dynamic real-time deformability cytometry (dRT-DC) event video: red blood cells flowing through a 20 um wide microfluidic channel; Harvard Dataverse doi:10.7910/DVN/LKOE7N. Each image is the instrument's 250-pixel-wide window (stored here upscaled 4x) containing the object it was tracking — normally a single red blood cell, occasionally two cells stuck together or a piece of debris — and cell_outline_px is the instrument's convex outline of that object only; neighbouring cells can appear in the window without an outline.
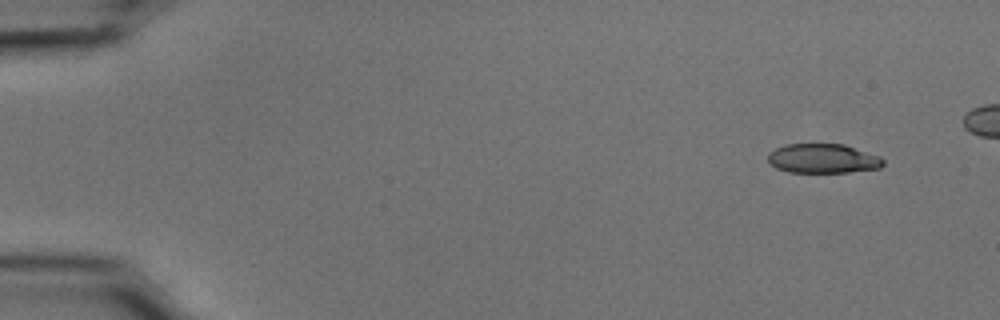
{"species": "common noctule bat (a hibernating species)", "species_latin": "Nyctalus noctula", "temperature_condition": "cold", "stored_images_in_passage": 47, "camera_frame_rate_fps": 3000, "um_per_image_px": 0.085, "animal": {"sex": "male", "body_mass_g": 15.6}, "frame": {"image": 1, "passage_image": 1, "time_ms": 0.0, "image_size_px": [1000, 320], "cell_outline_px": [[884, 164], [880, 168], [848, 172], [788, 172], [776, 168], [768, 160], [768, 152], [784, 144], [844, 144], [880, 156], [884, 160]], "centroid_in_image_um": [69.95, 13.47], "position_along_channel_um": 15.0, "area_um2": 19.77}}
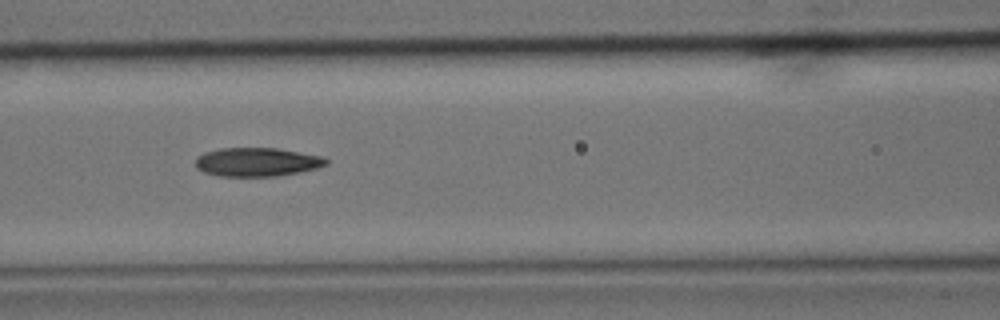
{"frame": {"image": 2, "passage_image": 21, "time_ms": 6.667, "image_size_px": [1000, 320], "cell_outline_px": [[328, 164], [316, 168], [300, 172], [276, 176], [220, 176], [204, 172], [196, 168], [196, 156], [204, 152], [220, 148], [276, 148], [320, 156], [328, 160]], "centroid_in_image_um": [21.81, 13.77], "position_along_channel_um": 144.8, "area_um2": 21.79}}
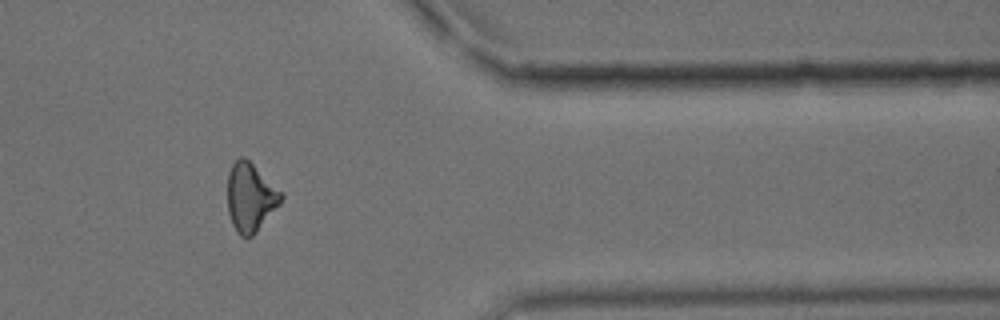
{"frame": {"image": 3, "passage_image": 42, "time_ms": 13.667, "image_size_px": [1000, 320], "cell_outline_px": [[284, 196], [280, 204], [256, 232], [252, 236], [240, 236], [236, 232], [232, 224], [228, 212], [228, 172], [232, 164], [240, 156], [244, 156], [284, 192]], "centroid_in_image_um": [21.3, 16.75], "position_along_channel_um": 390.1, "area_um2": 21.56}}